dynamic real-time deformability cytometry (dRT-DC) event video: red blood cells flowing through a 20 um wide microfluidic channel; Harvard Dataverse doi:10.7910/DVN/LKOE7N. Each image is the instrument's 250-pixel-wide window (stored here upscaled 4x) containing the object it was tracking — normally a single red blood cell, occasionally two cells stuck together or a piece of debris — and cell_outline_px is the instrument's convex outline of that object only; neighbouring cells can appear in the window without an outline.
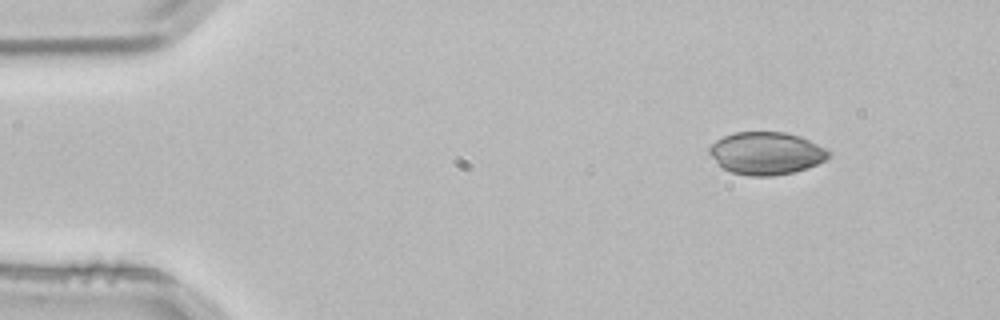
{"species": "common noctule bat (a hibernating species)", "species_latin": "Nyctalus noctula", "temperature_condition": "room temperature", "stored_images_in_passage": 3, "camera_frame_rate_fps": 3000, "um_per_image_px": 0.085, "animal": {"sex": "male", "body_mass_g": 21.5, "forearm_length_mm": 52.0}, "frame": {"image": 1, "passage_image": 1, "time_ms": 0.0, "image_size_px": [1000, 320], "cell_outline_px": [[828, 156], [824, 160], [808, 168], [792, 172], [772, 176], [748, 176], [732, 172], [724, 168], [708, 152], [708, 148], [716, 140], [724, 136], [736, 132], [784, 132], [800, 136], [824, 148], [828, 152]], "centroid_in_image_um": [65.1, 13.02], "position_along_channel_um": 19.9, "area_um2": 29.13}}
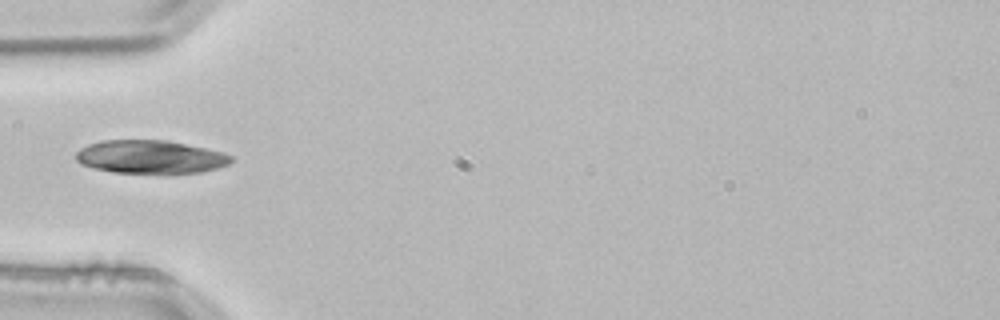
{"frame": {"image": 2, "passage_image": 3, "time_ms": 0.667, "image_size_px": [1000, 320], "cell_outline_px": [[232, 160], [228, 164], [216, 168], [200, 172], [164, 176], [112, 172], [92, 168], [80, 164], [76, 160], [76, 152], [80, 148], [88, 144], [100, 140], [164, 140], [224, 152], [232, 156]], "centroid_in_image_um": [12.75, 13.38], "position_along_channel_um": 72.3, "area_um2": 30.98}}